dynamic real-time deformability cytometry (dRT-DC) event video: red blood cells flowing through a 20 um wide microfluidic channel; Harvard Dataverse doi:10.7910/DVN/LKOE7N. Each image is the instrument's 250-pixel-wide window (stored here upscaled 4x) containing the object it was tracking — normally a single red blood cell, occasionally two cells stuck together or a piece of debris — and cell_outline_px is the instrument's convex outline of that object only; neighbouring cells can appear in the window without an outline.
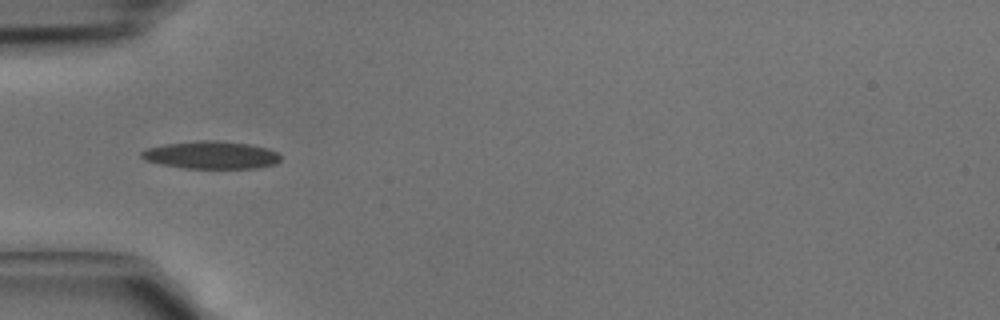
{"species": "common noctule bat (a hibernating species)", "species_latin": "Nyctalus noctula", "temperature_condition": "cold", "stored_images_in_passage": 4, "camera_frame_rate_fps": 3000, "um_per_image_px": 0.085, "animal": {"sex": "male", "body_mass_g": 15.6}, "frame": {"image": 1, "passage_image": 3, "time_ms": 0.667, "image_size_px": [1000, 320], "cell_outline_px": [[280, 160], [276, 164], [256, 168], [184, 168], [160, 164], [144, 160], [140, 156], [140, 152], [144, 148], [164, 144], [200, 140], [216, 140], [248, 144], [268, 148], [276, 152], [280, 156]], "centroid_in_image_um": [17.9, 13.17], "position_along_channel_um": 67.1, "area_um2": 22.54}}